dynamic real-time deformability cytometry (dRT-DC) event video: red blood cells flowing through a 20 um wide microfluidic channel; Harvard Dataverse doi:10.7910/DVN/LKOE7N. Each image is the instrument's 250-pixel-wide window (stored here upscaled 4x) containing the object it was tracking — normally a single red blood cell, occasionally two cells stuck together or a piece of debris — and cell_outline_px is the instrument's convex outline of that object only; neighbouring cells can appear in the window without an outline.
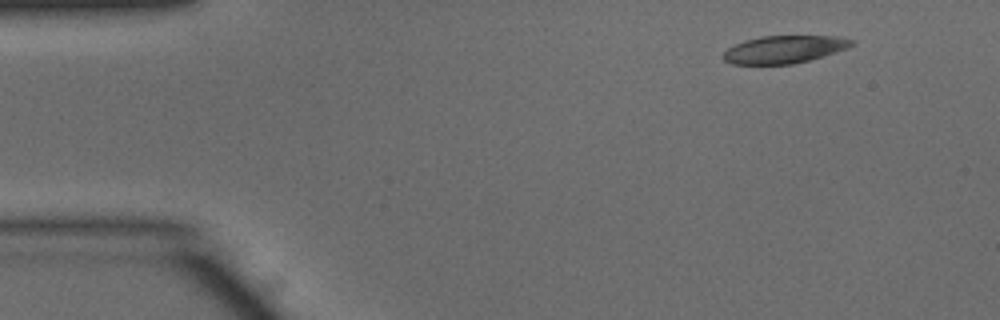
{"species": "common noctule bat (a hibernating species)", "species_latin": "Nyctalus noctula", "temperature_condition": "warm", "stored_images_in_passage": 6, "camera_frame_rate_fps": 3000, "um_per_image_px": 0.085, "animal": {"sex": "male", "body_mass_g": 15.6}, "frame": {"image": 1, "passage_image": 1, "time_ms": 0.0, "image_size_px": [1000, 320], "cell_outline_px": [[856, 44], [848, 48], [808, 60], [792, 64], [732, 64], [724, 60], [724, 52], [728, 48], [744, 40], [760, 36], [836, 36], [856, 40]], "centroid_in_image_um": [66.69, 4.19], "position_along_channel_um": 18.3, "area_um2": 20.58}}